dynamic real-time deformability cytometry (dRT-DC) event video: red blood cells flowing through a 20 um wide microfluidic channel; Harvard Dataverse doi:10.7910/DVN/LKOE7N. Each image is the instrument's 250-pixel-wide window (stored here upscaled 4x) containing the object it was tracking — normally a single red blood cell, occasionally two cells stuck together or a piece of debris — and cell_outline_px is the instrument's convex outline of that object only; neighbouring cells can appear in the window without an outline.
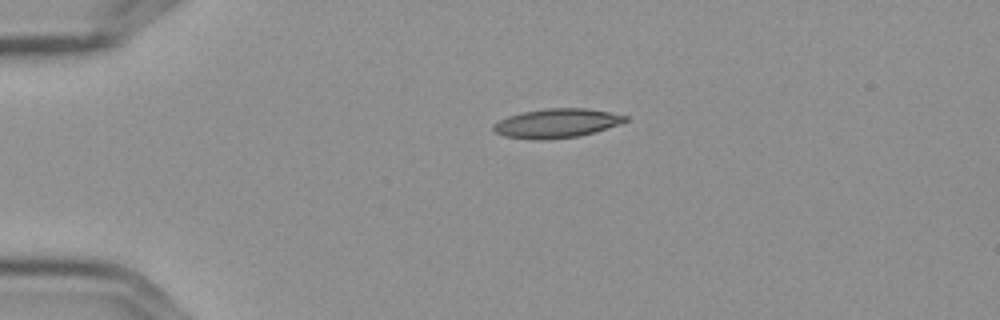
{"species": "Egyptian fruit bat (a non-hibernating species)", "species_latin": "Rousettus aegyptiacus", "temperature_condition": "cold", "stored_images_in_passage": 3, "segment_of_instrument_passage": [1, 2], "camera_frame_rate_fps": 3000, "um_per_image_px": 0.085, "frame": {"image": 1, "passage_image": 1, "time_ms": 0.0, "image_size_px": [1000, 320], "cell_outline_px": [[628, 120], [620, 124], [596, 132], [580, 136], [532, 140], [504, 136], [492, 132], [492, 124], [508, 116], [524, 112], [548, 108], [584, 108], [612, 112], [628, 116]], "centroid_in_image_um": [47.32, 10.48], "position_along_channel_um": 37.7, "area_um2": 22.48}}